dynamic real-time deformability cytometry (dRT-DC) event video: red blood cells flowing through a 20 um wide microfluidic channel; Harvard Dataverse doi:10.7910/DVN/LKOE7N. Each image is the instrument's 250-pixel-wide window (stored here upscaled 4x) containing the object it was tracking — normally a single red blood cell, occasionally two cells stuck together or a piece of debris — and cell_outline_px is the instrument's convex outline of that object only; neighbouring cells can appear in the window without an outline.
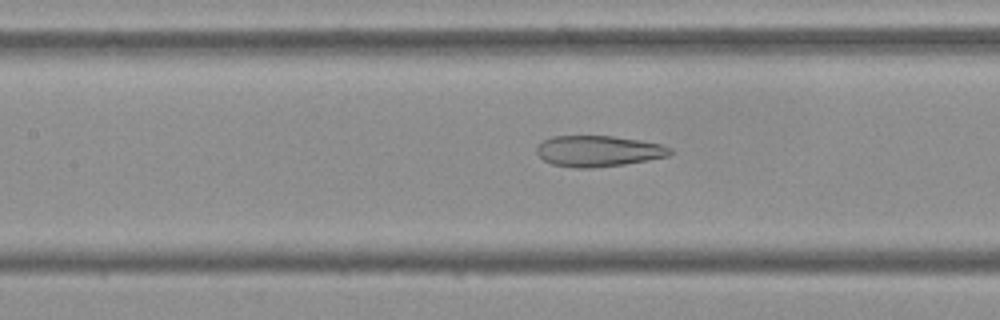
{"species": "Egyptian fruit bat (a non-hibernating species)", "species_latin": "Rousettus aegyptiacus", "temperature_condition": "cold", "stored_images_in_passage": 40, "camera_frame_rate_fps": 3000, "um_per_image_px": 0.085, "frame": {"image": 1, "passage_image": 9, "time_ms": 2.667, "image_size_px": [1000, 320], "cell_outline_px": [[672, 152], [668, 156], [648, 160], [624, 164], [592, 168], [576, 168], [552, 164], [544, 160], [536, 152], [536, 148], [544, 140], [552, 136], [612, 136], [640, 140], [660, 144], [672, 148]], "centroid_in_image_um": [50.86, 12.84], "position_along_channel_um": 156.5, "area_um2": 23.99}}
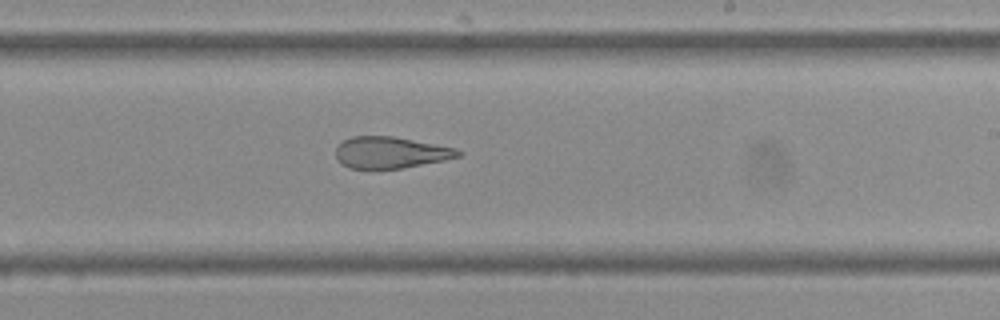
{"frame": {"image": 2, "passage_image": 17, "time_ms": 5.333, "image_size_px": [1000, 320], "cell_outline_px": [[464, 152], [460, 156], [444, 160], [404, 168], [348, 168], [340, 164], [336, 160], [336, 148], [344, 140], [352, 136], [392, 136], [456, 148]], "centroid_in_image_um": [33.19, 12.97], "position_along_channel_um": 255.8, "area_um2": 22.43}}
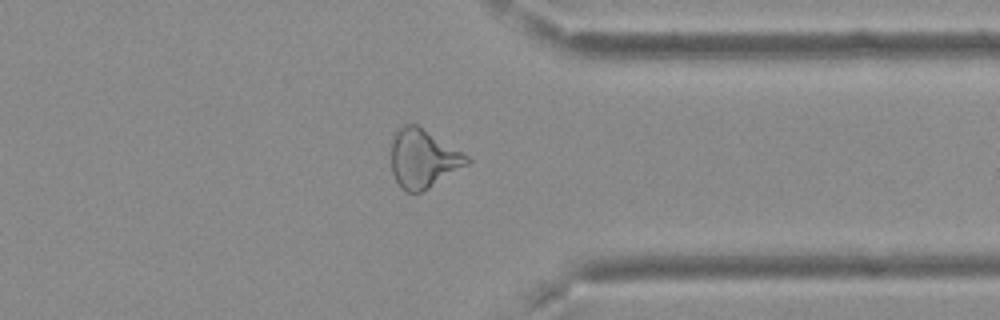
{"frame": {"image": 3, "passage_image": 27, "time_ms": 8.667, "image_size_px": [1000, 320], "cell_outline_px": [[472, 160], [468, 164], [428, 188], [420, 192], [404, 192], [400, 188], [392, 172], [392, 140], [396, 132], [404, 124], [420, 124], [468, 156]], "centroid_in_image_um": [35.97, 13.46], "position_along_channel_um": 375.4, "area_um2": 25.84}, "authors_computed_cell_mechanics": {"area_um2": 25.2008, "velocity_mm_per_s": 3.7342, "shape_relaxation_time_tau1_ms": null, "shape_relaxation_time_tau2_ms": 2.1387, "deformation_change_tau1": null, "deformation_change_tau2": 0.1206}}